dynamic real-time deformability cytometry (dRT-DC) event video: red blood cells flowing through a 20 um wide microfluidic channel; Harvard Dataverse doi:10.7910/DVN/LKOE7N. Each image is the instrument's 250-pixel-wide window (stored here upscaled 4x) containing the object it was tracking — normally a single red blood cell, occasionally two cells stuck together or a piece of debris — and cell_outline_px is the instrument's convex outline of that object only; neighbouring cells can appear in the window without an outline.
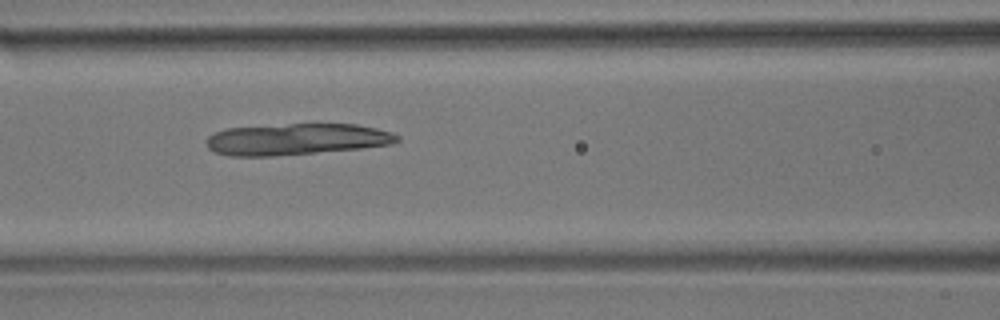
{"species": "common noctule bat (a hibernating species)", "species_latin": "Nyctalus noctula", "temperature_condition": "room temperature", "stored_images_in_passage": 56, "camera_frame_rate_fps": 3000, "um_per_image_px": 0.085, "animal": {"sex": "male", "body_mass_g": 17.9}, "frame": {"image": 1, "passage_image": 24, "time_ms": 7.667, "image_size_px": [1000, 320], "cell_outline_px": [[400, 140], [392, 144], [360, 148], [276, 156], [228, 156], [212, 152], [208, 148], [208, 136], [224, 128], [288, 124], [356, 124], [376, 128], [392, 132], [400, 136]], "centroid_in_image_um": [25.19, 11.84], "position_along_channel_um": 141.4, "area_um2": 35.03}}
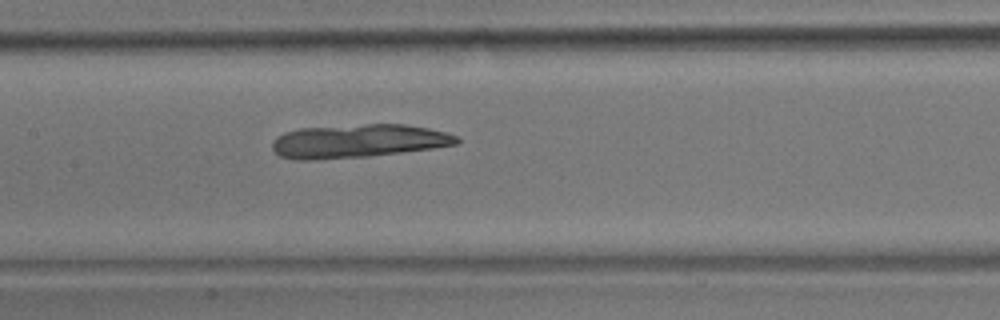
{"frame": {"image": 2, "passage_image": 27, "time_ms": 8.667, "image_size_px": [1000, 320], "cell_outline_px": [[460, 140], [456, 144], [432, 148], [368, 156], [312, 160], [292, 160], [280, 156], [272, 148], [272, 140], [276, 136], [284, 132], [300, 128], [364, 124], [404, 124], [428, 128], [444, 132], [456, 136]], "centroid_in_image_um": [30.37, 11.99], "position_along_channel_um": 177.0, "area_um2": 35.89}}
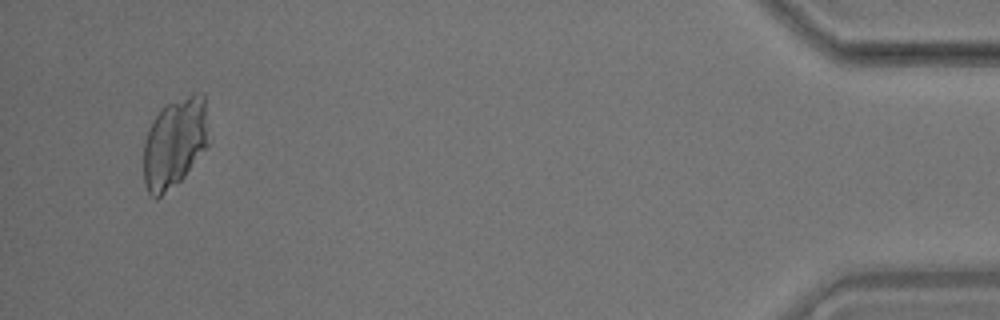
{"frame": {"image": 3, "passage_image": 54, "time_ms": 17.667, "image_size_px": [1000, 320], "cell_outline_px": [[208, 144], [184, 176], [180, 180], [156, 200], [148, 192], [144, 184], [144, 144], [148, 128], [152, 120], [168, 104], [192, 92], [204, 92]], "centroid_in_image_um": [14.83, 12.13], "position_along_channel_um": 420.4, "area_um2": 33.76}}